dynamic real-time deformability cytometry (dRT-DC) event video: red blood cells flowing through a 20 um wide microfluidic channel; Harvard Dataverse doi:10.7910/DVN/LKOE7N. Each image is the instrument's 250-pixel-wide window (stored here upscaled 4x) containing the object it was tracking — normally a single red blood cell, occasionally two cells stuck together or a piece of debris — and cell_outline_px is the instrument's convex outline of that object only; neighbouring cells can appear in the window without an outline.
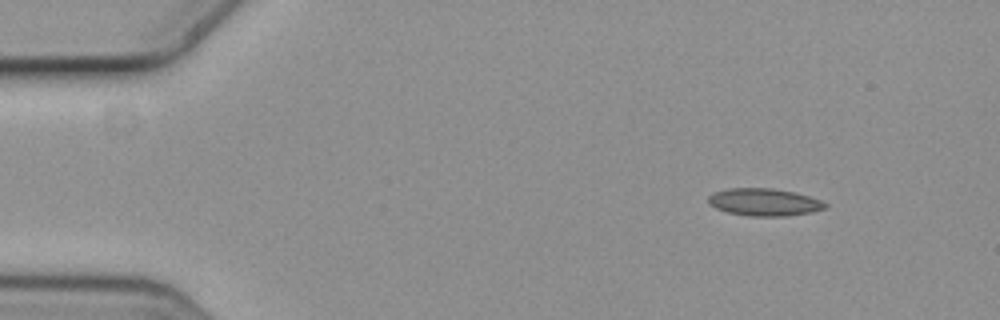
{"species": "common noctule bat (a hibernating species)", "species_latin": "Nyctalus noctula", "temperature_condition": "cold", "stored_images_in_passage": 4, "camera_frame_rate_fps": 3000, "um_per_image_px": 0.085, "animal": {"sex": "female", "body_mass_g": 19.3, "forearm_length_mm": 54.1}, "frame": {"image": 1, "passage_image": 1, "time_ms": 0.0, "image_size_px": [1000, 320], "cell_outline_px": [[828, 208], [812, 212], [784, 216], [748, 216], [728, 212], [716, 208], [708, 204], [708, 196], [716, 192], [728, 188], [772, 188], [792, 192], [808, 196], [820, 200], [828, 204]], "centroid_in_image_um": [64.96, 17.19], "position_along_channel_um": 20.0, "area_um2": 18.61}}
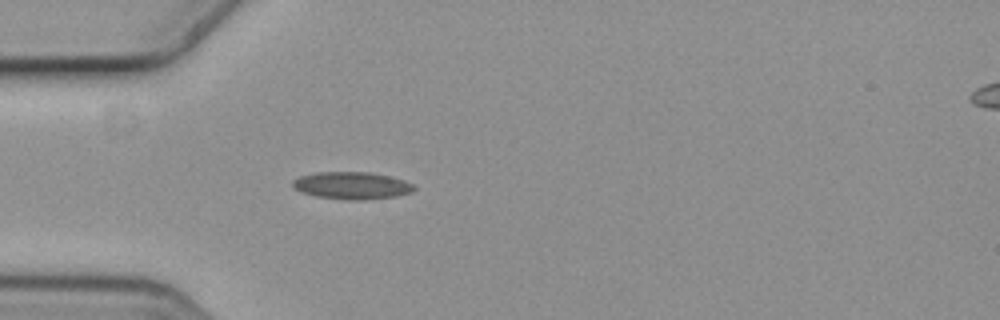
{"frame": {"image": 2, "passage_image": 4, "time_ms": 1.0, "image_size_px": [1000, 320], "cell_outline_px": [[416, 188], [412, 192], [396, 196], [360, 200], [348, 200], [316, 196], [300, 192], [292, 184], [292, 180], [300, 176], [316, 172], [368, 172], [388, 176], [404, 180], [412, 184]], "centroid_in_image_um": [29.89, 15.77], "position_along_channel_um": 55.1, "area_um2": 19.19}}